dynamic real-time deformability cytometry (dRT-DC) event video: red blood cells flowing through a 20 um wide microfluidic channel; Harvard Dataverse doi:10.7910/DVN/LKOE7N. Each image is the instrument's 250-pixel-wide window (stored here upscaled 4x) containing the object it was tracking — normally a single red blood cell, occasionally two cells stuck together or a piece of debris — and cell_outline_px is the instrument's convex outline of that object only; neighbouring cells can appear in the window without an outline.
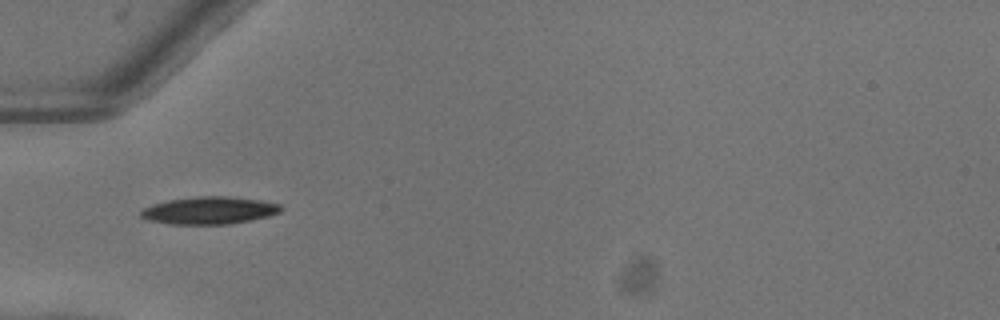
{"species": "common noctule bat (a hibernating species)", "species_latin": "Nyctalus noctula", "temperature_condition": "warm", "stored_images_in_passage": 31, "camera_frame_rate_fps": 3000, "um_per_image_px": 0.085, "animal": {"sex": "female"}, "frame": {"image": 1, "passage_image": 1, "time_ms": 0.0, "image_size_px": [1000, 320], "cell_outline_px": [[284, 208], [280, 212], [268, 216], [252, 220], [228, 224], [168, 224], [148, 220], [140, 216], [140, 208], [152, 204], [168, 200], [200, 196], [228, 196], [260, 200], [280, 204]], "centroid_in_image_um": [17.77, 17.88], "position_along_channel_um": 67.2, "area_um2": 22.54}}
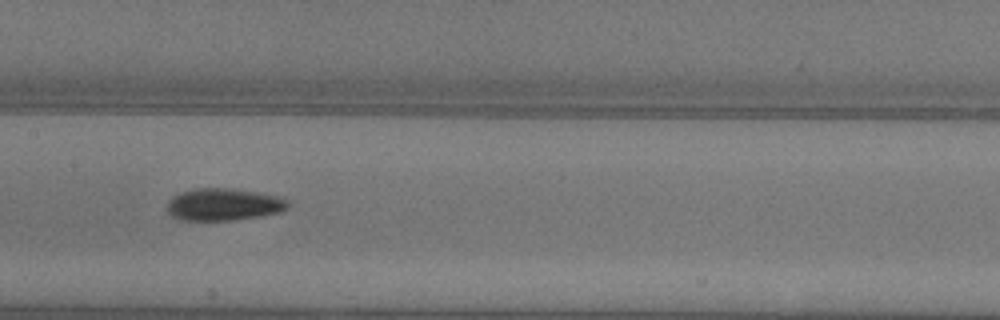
{"frame": {"image": 2, "passage_image": 10, "time_ms": 3.0, "image_size_px": [1000, 320], "cell_outline_px": [[288, 208], [280, 212], [232, 220], [184, 220], [172, 216], [168, 212], [168, 204], [180, 192], [196, 188], [228, 188], [260, 192], [280, 196], [288, 200]], "centroid_in_image_um": [19.06, 17.37], "position_along_channel_um": 188.3, "area_um2": 22.43}, "authors_computed_cell_mechanics": {"area_um2": 21.5594, "velocity_mm_per_s": 4.0632, "shape_relaxation_time_tau1_ms": 3.356, "shape_relaxation_time_tau2_ms": 4.4303, "deformation_change_tau1": 0.1628, "deformation_change_tau2": 0.0913}}